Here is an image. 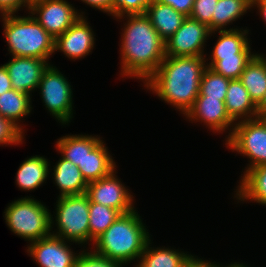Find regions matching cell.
I'll use <instances>...</instances> for the list:
<instances>
[{
	"label": "cell",
	"mask_w": 266,
	"mask_h": 267,
	"mask_svg": "<svg viewBox=\"0 0 266 267\" xmlns=\"http://www.w3.org/2000/svg\"><path fill=\"white\" fill-rule=\"evenodd\" d=\"M225 141L227 149H232V152L250 158L244 172L257 166L266 165L265 118L256 117L236 122L232 134Z\"/></svg>",
	"instance_id": "52a82bcc"
},
{
	"label": "cell",
	"mask_w": 266,
	"mask_h": 267,
	"mask_svg": "<svg viewBox=\"0 0 266 267\" xmlns=\"http://www.w3.org/2000/svg\"><path fill=\"white\" fill-rule=\"evenodd\" d=\"M137 210L119 217L92 243L94 253L125 266L137 263L151 238Z\"/></svg>",
	"instance_id": "3957f363"
},
{
	"label": "cell",
	"mask_w": 266,
	"mask_h": 267,
	"mask_svg": "<svg viewBox=\"0 0 266 267\" xmlns=\"http://www.w3.org/2000/svg\"><path fill=\"white\" fill-rule=\"evenodd\" d=\"M258 107V117H266V93L262 102L257 106Z\"/></svg>",
	"instance_id": "60d3db41"
},
{
	"label": "cell",
	"mask_w": 266,
	"mask_h": 267,
	"mask_svg": "<svg viewBox=\"0 0 266 267\" xmlns=\"http://www.w3.org/2000/svg\"><path fill=\"white\" fill-rule=\"evenodd\" d=\"M55 210L56 216L53 217L51 214L50 217L52 235L65 241L81 244L79 245L81 247L90 242L89 197L86 193L58 196ZM54 223L57 226V232L52 229Z\"/></svg>",
	"instance_id": "8992f818"
},
{
	"label": "cell",
	"mask_w": 266,
	"mask_h": 267,
	"mask_svg": "<svg viewBox=\"0 0 266 267\" xmlns=\"http://www.w3.org/2000/svg\"><path fill=\"white\" fill-rule=\"evenodd\" d=\"M3 35L9 54L16 57H35L49 62L55 53V39L30 15H1Z\"/></svg>",
	"instance_id": "277c9868"
},
{
	"label": "cell",
	"mask_w": 266,
	"mask_h": 267,
	"mask_svg": "<svg viewBox=\"0 0 266 267\" xmlns=\"http://www.w3.org/2000/svg\"><path fill=\"white\" fill-rule=\"evenodd\" d=\"M44 156L35 155L26 158L19 166L15 183L20 190L34 191L43 185L52 170ZM50 170V171H49Z\"/></svg>",
	"instance_id": "ac0fdd59"
},
{
	"label": "cell",
	"mask_w": 266,
	"mask_h": 267,
	"mask_svg": "<svg viewBox=\"0 0 266 267\" xmlns=\"http://www.w3.org/2000/svg\"><path fill=\"white\" fill-rule=\"evenodd\" d=\"M205 57L165 56L144 87L185 116L199 95L200 81L207 68Z\"/></svg>",
	"instance_id": "7a4b0ae2"
},
{
	"label": "cell",
	"mask_w": 266,
	"mask_h": 267,
	"mask_svg": "<svg viewBox=\"0 0 266 267\" xmlns=\"http://www.w3.org/2000/svg\"><path fill=\"white\" fill-rule=\"evenodd\" d=\"M145 15L164 42L175 34L186 18L184 14L174 10L171 6L157 1L151 2Z\"/></svg>",
	"instance_id": "ffe728a7"
},
{
	"label": "cell",
	"mask_w": 266,
	"mask_h": 267,
	"mask_svg": "<svg viewBox=\"0 0 266 267\" xmlns=\"http://www.w3.org/2000/svg\"><path fill=\"white\" fill-rule=\"evenodd\" d=\"M257 7L260 17L266 23V0H252V8Z\"/></svg>",
	"instance_id": "ab89813d"
},
{
	"label": "cell",
	"mask_w": 266,
	"mask_h": 267,
	"mask_svg": "<svg viewBox=\"0 0 266 267\" xmlns=\"http://www.w3.org/2000/svg\"><path fill=\"white\" fill-rule=\"evenodd\" d=\"M223 267H249V266L239 262H234V263L232 262L231 264L225 265Z\"/></svg>",
	"instance_id": "b9f144b4"
},
{
	"label": "cell",
	"mask_w": 266,
	"mask_h": 267,
	"mask_svg": "<svg viewBox=\"0 0 266 267\" xmlns=\"http://www.w3.org/2000/svg\"><path fill=\"white\" fill-rule=\"evenodd\" d=\"M24 135L17 126L0 115V145H20Z\"/></svg>",
	"instance_id": "d6a6232c"
},
{
	"label": "cell",
	"mask_w": 266,
	"mask_h": 267,
	"mask_svg": "<svg viewBox=\"0 0 266 267\" xmlns=\"http://www.w3.org/2000/svg\"><path fill=\"white\" fill-rule=\"evenodd\" d=\"M127 19H126V18ZM121 32V73L143 83L158 69L165 55V42L145 14L124 15Z\"/></svg>",
	"instance_id": "6da1fadb"
},
{
	"label": "cell",
	"mask_w": 266,
	"mask_h": 267,
	"mask_svg": "<svg viewBox=\"0 0 266 267\" xmlns=\"http://www.w3.org/2000/svg\"><path fill=\"white\" fill-rule=\"evenodd\" d=\"M67 77L56 66L49 65L44 71L37 89H40L45 108L62 125L73 118V91Z\"/></svg>",
	"instance_id": "ba28073f"
},
{
	"label": "cell",
	"mask_w": 266,
	"mask_h": 267,
	"mask_svg": "<svg viewBox=\"0 0 266 267\" xmlns=\"http://www.w3.org/2000/svg\"><path fill=\"white\" fill-rule=\"evenodd\" d=\"M11 89H13L12 83L9 78L8 71L3 64L2 66H0V95Z\"/></svg>",
	"instance_id": "f35d334b"
},
{
	"label": "cell",
	"mask_w": 266,
	"mask_h": 267,
	"mask_svg": "<svg viewBox=\"0 0 266 267\" xmlns=\"http://www.w3.org/2000/svg\"><path fill=\"white\" fill-rule=\"evenodd\" d=\"M114 161L106 144L101 140L85 156L82 166H78V168L81 171L82 177L89 183L107 176L116 169L117 167Z\"/></svg>",
	"instance_id": "44dd1931"
},
{
	"label": "cell",
	"mask_w": 266,
	"mask_h": 267,
	"mask_svg": "<svg viewBox=\"0 0 266 267\" xmlns=\"http://www.w3.org/2000/svg\"><path fill=\"white\" fill-rule=\"evenodd\" d=\"M231 79L215 73L212 69L206 68L200 81V92L198 96L219 98L225 102L228 84Z\"/></svg>",
	"instance_id": "f546056e"
},
{
	"label": "cell",
	"mask_w": 266,
	"mask_h": 267,
	"mask_svg": "<svg viewBox=\"0 0 266 267\" xmlns=\"http://www.w3.org/2000/svg\"><path fill=\"white\" fill-rule=\"evenodd\" d=\"M239 80L258 106L266 93V54L257 53L247 64Z\"/></svg>",
	"instance_id": "603a6c76"
},
{
	"label": "cell",
	"mask_w": 266,
	"mask_h": 267,
	"mask_svg": "<svg viewBox=\"0 0 266 267\" xmlns=\"http://www.w3.org/2000/svg\"><path fill=\"white\" fill-rule=\"evenodd\" d=\"M225 107L228 115L235 123L258 117V107L251 100L247 89L239 79L230 80Z\"/></svg>",
	"instance_id": "e0dca14e"
},
{
	"label": "cell",
	"mask_w": 266,
	"mask_h": 267,
	"mask_svg": "<svg viewBox=\"0 0 266 267\" xmlns=\"http://www.w3.org/2000/svg\"><path fill=\"white\" fill-rule=\"evenodd\" d=\"M252 9V0H218L212 15V31L226 30V26L240 19Z\"/></svg>",
	"instance_id": "4316f807"
},
{
	"label": "cell",
	"mask_w": 266,
	"mask_h": 267,
	"mask_svg": "<svg viewBox=\"0 0 266 267\" xmlns=\"http://www.w3.org/2000/svg\"><path fill=\"white\" fill-rule=\"evenodd\" d=\"M256 54H236V57L207 61L206 65L215 73L229 79H239L247 64Z\"/></svg>",
	"instance_id": "f1b7e54d"
},
{
	"label": "cell",
	"mask_w": 266,
	"mask_h": 267,
	"mask_svg": "<svg viewBox=\"0 0 266 267\" xmlns=\"http://www.w3.org/2000/svg\"><path fill=\"white\" fill-rule=\"evenodd\" d=\"M11 57L4 65L13 89L32 95L50 62L35 57Z\"/></svg>",
	"instance_id": "9a60e30c"
},
{
	"label": "cell",
	"mask_w": 266,
	"mask_h": 267,
	"mask_svg": "<svg viewBox=\"0 0 266 267\" xmlns=\"http://www.w3.org/2000/svg\"><path fill=\"white\" fill-rule=\"evenodd\" d=\"M219 33L217 42L213 46L209 60H222V58L236 57V54H257L251 52L250 39L247 38L249 29L230 28L212 31Z\"/></svg>",
	"instance_id": "2e32d148"
},
{
	"label": "cell",
	"mask_w": 266,
	"mask_h": 267,
	"mask_svg": "<svg viewBox=\"0 0 266 267\" xmlns=\"http://www.w3.org/2000/svg\"><path fill=\"white\" fill-rule=\"evenodd\" d=\"M70 244L51 234L29 243L26 252L40 267H74L80 252H73Z\"/></svg>",
	"instance_id": "7c38bea8"
},
{
	"label": "cell",
	"mask_w": 266,
	"mask_h": 267,
	"mask_svg": "<svg viewBox=\"0 0 266 267\" xmlns=\"http://www.w3.org/2000/svg\"><path fill=\"white\" fill-rule=\"evenodd\" d=\"M101 141L100 136L66 135L56 141V151L76 166H82L85 156Z\"/></svg>",
	"instance_id": "d4e9b609"
},
{
	"label": "cell",
	"mask_w": 266,
	"mask_h": 267,
	"mask_svg": "<svg viewBox=\"0 0 266 267\" xmlns=\"http://www.w3.org/2000/svg\"><path fill=\"white\" fill-rule=\"evenodd\" d=\"M89 251V252H88ZM74 267H123L116 261L97 255L92 250H82Z\"/></svg>",
	"instance_id": "1f68e13d"
},
{
	"label": "cell",
	"mask_w": 266,
	"mask_h": 267,
	"mask_svg": "<svg viewBox=\"0 0 266 267\" xmlns=\"http://www.w3.org/2000/svg\"><path fill=\"white\" fill-rule=\"evenodd\" d=\"M212 35V31L206 24L188 16L175 34L165 41V55L205 56L204 46L206 40Z\"/></svg>",
	"instance_id": "30bf717a"
},
{
	"label": "cell",
	"mask_w": 266,
	"mask_h": 267,
	"mask_svg": "<svg viewBox=\"0 0 266 267\" xmlns=\"http://www.w3.org/2000/svg\"><path fill=\"white\" fill-rule=\"evenodd\" d=\"M121 213L113 208L91 202L89 199L90 242H93L107 230Z\"/></svg>",
	"instance_id": "83f0119b"
},
{
	"label": "cell",
	"mask_w": 266,
	"mask_h": 267,
	"mask_svg": "<svg viewBox=\"0 0 266 267\" xmlns=\"http://www.w3.org/2000/svg\"><path fill=\"white\" fill-rule=\"evenodd\" d=\"M49 211L41 201L27 196L12 201L3 217L11 232L31 243L52 234Z\"/></svg>",
	"instance_id": "5b68a950"
},
{
	"label": "cell",
	"mask_w": 266,
	"mask_h": 267,
	"mask_svg": "<svg viewBox=\"0 0 266 267\" xmlns=\"http://www.w3.org/2000/svg\"><path fill=\"white\" fill-rule=\"evenodd\" d=\"M30 3H33V2H35V1H38V0H28Z\"/></svg>",
	"instance_id": "7bdbcfd3"
},
{
	"label": "cell",
	"mask_w": 266,
	"mask_h": 267,
	"mask_svg": "<svg viewBox=\"0 0 266 267\" xmlns=\"http://www.w3.org/2000/svg\"><path fill=\"white\" fill-rule=\"evenodd\" d=\"M60 158L54 166L52 174L54 184L60 189L59 197L86 193L88 183L82 177L78 166L62 156Z\"/></svg>",
	"instance_id": "d6986e66"
},
{
	"label": "cell",
	"mask_w": 266,
	"mask_h": 267,
	"mask_svg": "<svg viewBox=\"0 0 266 267\" xmlns=\"http://www.w3.org/2000/svg\"><path fill=\"white\" fill-rule=\"evenodd\" d=\"M90 7L100 10L115 18V1L116 0H80Z\"/></svg>",
	"instance_id": "8d00e7d4"
},
{
	"label": "cell",
	"mask_w": 266,
	"mask_h": 267,
	"mask_svg": "<svg viewBox=\"0 0 266 267\" xmlns=\"http://www.w3.org/2000/svg\"><path fill=\"white\" fill-rule=\"evenodd\" d=\"M183 267H223L219 263L202 260L201 258L192 255Z\"/></svg>",
	"instance_id": "74e56055"
},
{
	"label": "cell",
	"mask_w": 266,
	"mask_h": 267,
	"mask_svg": "<svg viewBox=\"0 0 266 267\" xmlns=\"http://www.w3.org/2000/svg\"><path fill=\"white\" fill-rule=\"evenodd\" d=\"M218 0H195L189 17L206 24L212 31V15Z\"/></svg>",
	"instance_id": "4dcf8cb0"
},
{
	"label": "cell",
	"mask_w": 266,
	"mask_h": 267,
	"mask_svg": "<svg viewBox=\"0 0 266 267\" xmlns=\"http://www.w3.org/2000/svg\"><path fill=\"white\" fill-rule=\"evenodd\" d=\"M156 1L164 5H169L174 10L188 17L191 14L195 0H156Z\"/></svg>",
	"instance_id": "d590c367"
},
{
	"label": "cell",
	"mask_w": 266,
	"mask_h": 267,
	"mask_svg": "<svg viewBox=\"0 0 266 267\" xmlns=\"http://www.w3.org/2000/svg\"><path fill=\"white\" fill-rule=\"evenodd\" d=\"M94 32L85 16H81L66 32L55 38L54 51L72 60L83 59L95 45Z\"/></svg>",
	"instance_id": "5bb4252c"
},
{
	"label": "cell",
	"mask_w": 266,
	"mask_h": 267,
	"mask_svg": "<svg viewBox=\"0 0 266 267\" xmlns=\"http://www.w3.org/2000/svg\"><path fill=\"white\" fill-rule=\"evenodd\" d=\"M185 116L189 121L203 122L208 129L215 133L229 130L230 133L226 135L227 139L236 124L228 115L225 102L219 98H209L208 96H197L192 108Z\"/></svg>",
	"instance_id": "4fadbf2b"
},
{
	"label": "cell",
	"mask_w": 266,
	"mask_h": 267,
	"mask_svg": "<svg viewBox=\"0 0 266 267\" xmlns=\"http://www.w3.org/2000/svg\"><path fill=\"white\" fill-rule=\"evenodd\" d=\"M30 5L28 0H0V14H15L23 7L29 12Z\"/></svg>",
	"instance_id": "e575fe53"
},
{
	"label": "cell",
	"mask_w": 266,
	"mask_h": 267,
	"mask_svg": "<svg viewBox=\"0 0 266 267\" xmlns=\"http://www.w3.org/2000/svg\"><path fill=\"white\" fill-rule=\"evenodd\" d=\"M72 5L66 0H38L31 3L28 14L55 39L85 15Z\"/></svg>",
	"instance_id": "9c48e42d"
},
{
	"label": "cell",
	"mask_w": 266,
	"mask_h": 267,
	"mask_svg": "<svg viewBox=\"0 0 266 267\" xmlns=\"http://www.w3.org/2000/svg\"><path fill=\"white\" fill-rule=\"evenodd\" d=\"M156 0H116L115 18L124 15L145 14L151 2Z\"/></svg>",
	"instance_id": "836d02e7"
},
{
	"label": "cell",
	"mask_w": 266,
	"mask_h": 267,
	"mask_svg": "<svg viewBox=\"0 0 266 267\" xmlns=\"http://www.w3.org/2000/svg\"><path fill=\"white\" fill-rule=\"evenodd\" d=\"M114 169L110 174L88 183L86 194L91 202L102 204L118 210L121 214L131 212L134 207V196L117 177Z\"/></svg>",
	"instance_id": "8fae6325"
},
{
	"label": "cell",
	"mask_w": 266,
	"mask_h": 267,
	"mask_svg": "<svg viewBox=\"0 0 266 267\" xmlns=\"http://www.w3.org/2000/svg\"><path fill=\"white\" fill-rule=\"evenodd\" d=\"M241 174L235 198L266 206V165L257 166Z\"/></svg>",
	"instance_id": "7402d4cb"
},
{
	"label": "cell",
	"mask_w": 266,
	"mask_h": 267,
	"mask_svg": "<svg viewBox=\"0 0 266 267\" xmlns=\"http://www.w3.org/2000/svg\"><path fill=\"white\" fill-rule=\"evenodd\" d=\"M151 242L149 239L135 267H183L192 256L171 247H151Z\"/></svg>",
	"instance_id": "cb8c5ba5"
},
{
	"label": "cell",
	"mask_w": 266,
	"mask_h": 267,
	"mask_svg": "<svg viewBox=\"0 0 266 267\" xmlns=\"http://www.w3.org/2000/svg\"><path fill=\"white\" fill-rule=\"evenodd\" d=\"M31 98V95L15 89L0 95V115L11 121L23 133L25 130L20 122L32 111Z\"/></svg>",
	"instance_id": "484cf974"
}]
</instances>
